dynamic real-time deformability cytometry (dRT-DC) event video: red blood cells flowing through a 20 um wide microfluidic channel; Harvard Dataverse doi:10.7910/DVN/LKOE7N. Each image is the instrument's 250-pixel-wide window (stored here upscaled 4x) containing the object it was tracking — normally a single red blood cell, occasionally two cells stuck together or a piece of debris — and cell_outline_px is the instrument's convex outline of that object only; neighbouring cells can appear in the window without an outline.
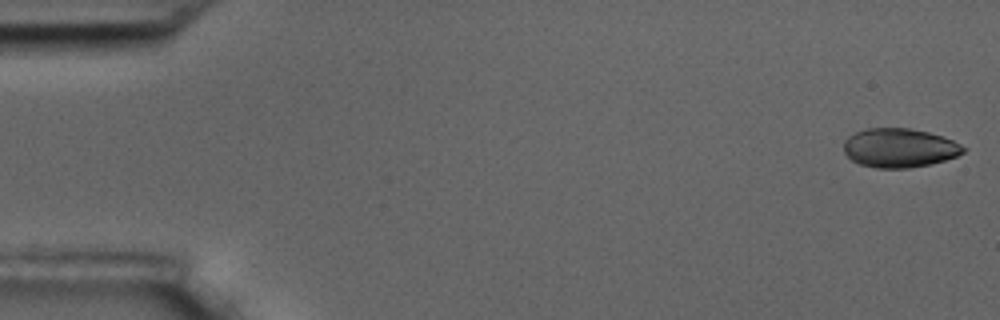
{"species": "common noctule bat (a hibernating species)", "species_latin": "Nyctalus noctula", "temperature_condition": "room temperature", "stored_images_in_passage": 5, "camera_frame_rate_fps": 3000, "um_per_image_px": 0.085, "animal": {"sex": "male", "body_mass_g": 17.5, "forearm_length_mm": 52.3}, "frame": {"image": 1, "passage_image": 1, "time_ms": 0.0, "image_size_px": [1000, 320], "cell_outline_px": [[968, 148], [964, 152], [956, 156], [944, 160], [928, 164], [908, 168], [876, 168], [860, 164], [852, 160], [844, 152], [844, 140], [848, 136], [856, 132], [868, 128], [912, 128], [944, 136]], "centroid_in_image_um": [76.45, 12.56], "position_along_channel_um": 8.5, "area_um2": 27.22}}
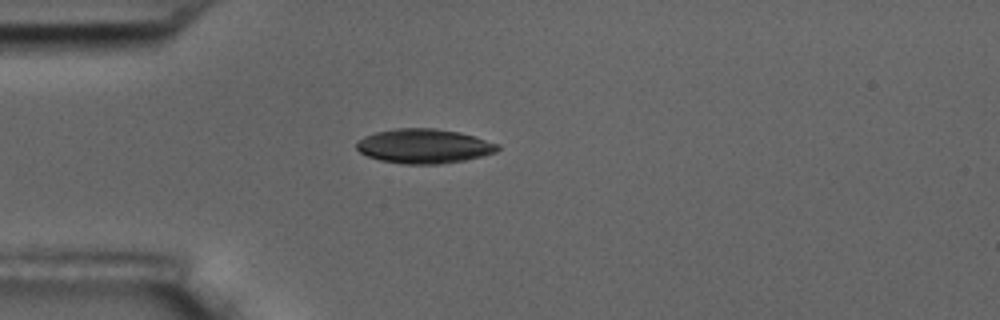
{"frame": {"image": 2, "passage_image": 5, "time_ms": 4.667, "image_size_px": [1000, 320], "cell_outline_px": [[500, 148], [496, 152], [464, 160], [440, 164], [404, 164], [380, 160], [368, 156], [360, 152], [356, 148], [356, 144], [364, 136], [376, 132], [396, 128], [436, 128], [460, 132], [500, 144]], "centroid_in_image_um": [36.05, 12.41], "position_along_channel_um": 49.0, "area_um2": 28.26}}